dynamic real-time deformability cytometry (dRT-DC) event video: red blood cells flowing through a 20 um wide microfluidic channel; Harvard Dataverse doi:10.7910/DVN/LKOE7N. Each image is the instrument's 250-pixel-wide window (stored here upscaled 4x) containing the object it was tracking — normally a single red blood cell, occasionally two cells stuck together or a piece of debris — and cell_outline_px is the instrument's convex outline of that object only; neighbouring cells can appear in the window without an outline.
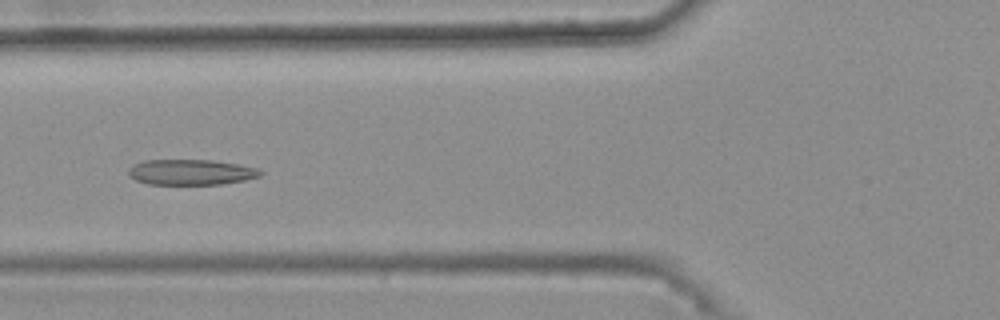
{"species": "common noctule bat (a hibernating species)", "species_latin": "Nyctalus noctula", "temperature_condition": "warm", "stored_images_in_passage": 37, "camera_frame_rate_fps": 3000, "um_per_image_px": 0.085, "animal": {"sex": "female", "body_mass_g": 25.1}, "frame": {"image": 1, "passage_image": 12, "time_ms": 3.667, "image_size_px": [1000, 320], "cell_outline_px": [[264, 172], [260, 176], [244, 180], [220, 184], [148, 184], [136, 180], [128, 176], [128, 168], [132, 164], [144, 160], [212, 160], [240, 164], [260, 168]], "centroid_in_image_um": [16.23, 14.62], "position_along_channel_um": 109.6, "area_um2": 19.83}}
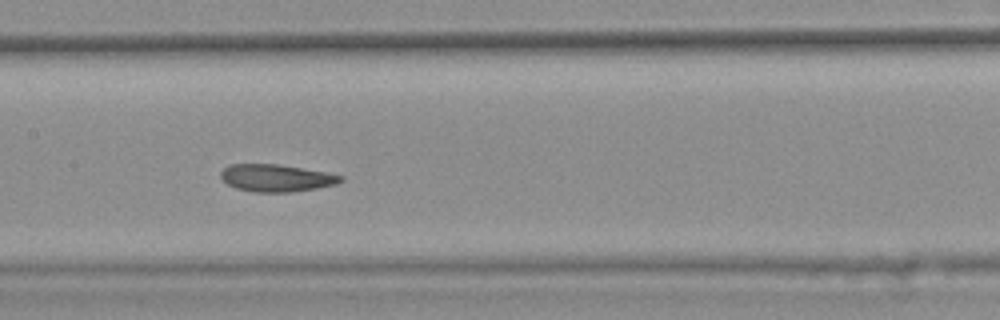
{"frame": {"image": 2, "passage_image": 18, "time_ms": 5.667, "image_size_px": [1000, 320], "cell_outline_px": [[344, 180], [336, 184], [316, 188], [292, 192], [256, 192], [236, 188], [228, 184], [220, 176], [220, 172], [228, 164], [276, 164], [324, 172], [344, 176]], "centroid_in_image_um": [23.47, 15.13], "position_along_channel_um": 183.9, "area_um2": 18.9}}
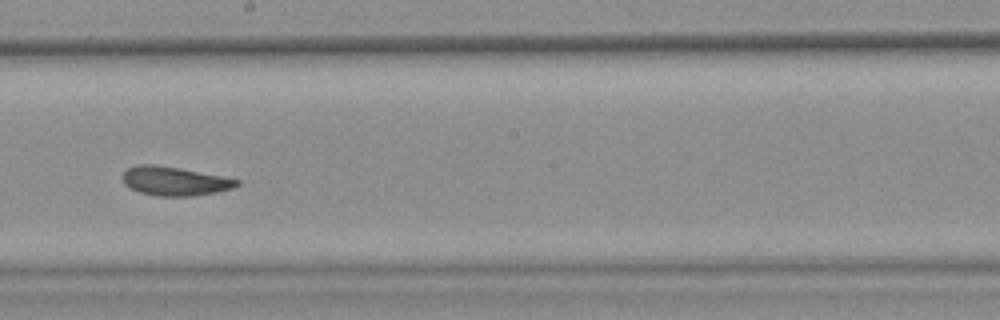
{"frame": {"image": 3, "passage_image": 22, "time_ms": 7.0, "image_size_px": [1000, 320], "cell_outline_px": [[240, 184], [232, 188], [216, 192], [192, 196], [156, 196], [140, 192], [124, 184], [120, 176], [128, 168], [136, 164], [156, 164], [180, 168], [240, 180]], "centroid_in_image_um": [14.8, 15.38], "position_along_channel_um": 233.4, "area_um2": 19.25}, "authors_computed_cell_mechanics": {"area_um2": 19.4208, "velocity_mm_per_s": 3.7187, "shape_relaxation_time_tau1_ms": null, "shape_relaxation_time_tau2_ms": 1.8065, "deformation_change_tau1": null, "deformation_change_tau2": 0.072}}